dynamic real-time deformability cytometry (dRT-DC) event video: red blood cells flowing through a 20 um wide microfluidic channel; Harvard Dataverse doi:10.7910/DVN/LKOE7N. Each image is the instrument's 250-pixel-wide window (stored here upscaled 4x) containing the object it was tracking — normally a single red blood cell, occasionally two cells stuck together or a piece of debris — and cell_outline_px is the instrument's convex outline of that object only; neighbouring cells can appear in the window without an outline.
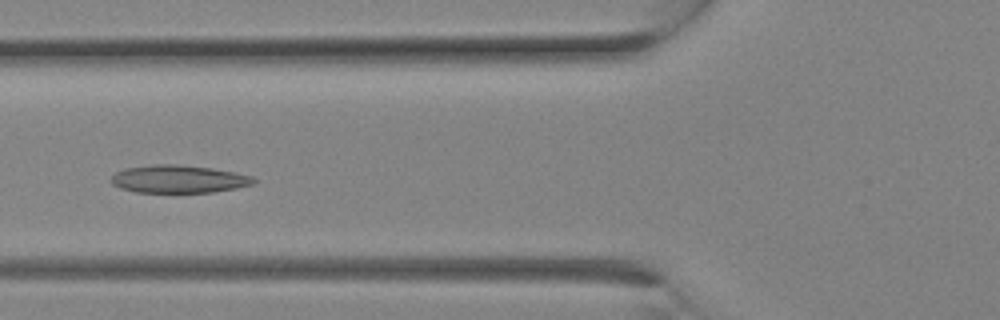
{"species": "Egyptian fruit bat (a non-hibernating species)", "species_latin": "Rousettus aegyptiacus", "temperature_condition": "room temperature", "stored_images_in_passage": 6, "camera_frame_rate_fps": 3000, "um_per_image_px": 0.085, "animal": {"sex": "female"}, "frame": {"image": 1, "passage_image": 5, "time_ms": 1.333, "image_size_px": [1000, 320], "cell_outline_px": [[256, 184], [236, 188], [212, 192], [136, 192], [120, 188], [112, 184], [108, 180], [116, 172], [124, 168], [152, 164], [176, 164], [212, 168], [236, 172], [252, 176], [256, 180]], "centroid_in_image_um": [15.17, 15.21], "position_along_channel_um": 110.6, "area_um2": 23.29}}